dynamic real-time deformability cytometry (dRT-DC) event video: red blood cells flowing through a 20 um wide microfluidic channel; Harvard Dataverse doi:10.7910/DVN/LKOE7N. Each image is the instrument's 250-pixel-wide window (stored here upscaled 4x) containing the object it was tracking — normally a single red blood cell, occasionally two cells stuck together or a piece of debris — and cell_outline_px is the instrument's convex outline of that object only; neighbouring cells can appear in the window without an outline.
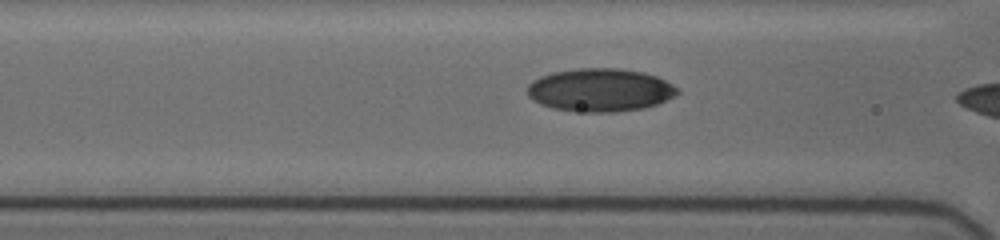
{"species": "human", "species_latin": "Homo sapiens", "temperature_condition": "cold", "stored_images_in_passage": 20, "camera_frame_rate_fps": 3000, "um_per_image_px": 0.085, "donor": {"sex": "female"}, "frame": {"image": 1, "passage_image": 8, "time_ms": 1.333, "image_size_px": [1000, 240], "cell_outline_px": [[680, 92], [676, 96], [656, 104], [644, 108], [616, 112], [584, 112], [552, 108], [540, 104], [532, 100], [528, 96], [528, 84], [532, 80], [540, 76], [552, 72], [576, 68], [620, 68], [644, 72], [656, 76], [680, 88]], "centroid_in_image_um": [51.02, 7.64], "position_along_channel_um": 115.6, "area_um2": 38.03}}
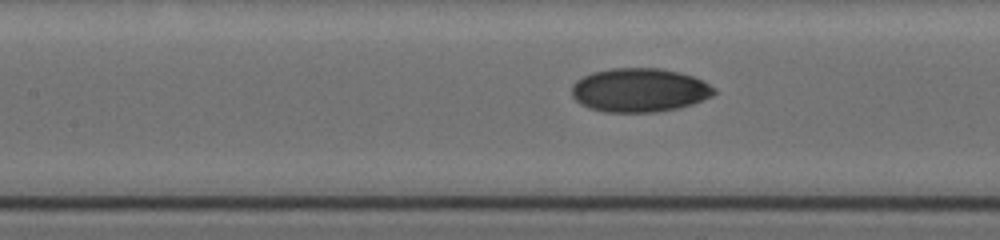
{"frame": {"image": 2, "passage_image": 14, "time_ms": 2.333, "image_size_px": [1000, 240], "cell_outline_px": [[716, 92], [712, 96], [692, 104], [676, 108], [656, 112], [604, 112], [588, 108], [580, 104], [572, 96], [572, 84], [576, 80], [592, 72], [612, 68], [660, 68], [680, 72], [692, 76], [716, 88]], "centroid_in_image_um": [54.33, 7.66], "position_along_channel_um": 153.1, "area_um2": 36.41}}